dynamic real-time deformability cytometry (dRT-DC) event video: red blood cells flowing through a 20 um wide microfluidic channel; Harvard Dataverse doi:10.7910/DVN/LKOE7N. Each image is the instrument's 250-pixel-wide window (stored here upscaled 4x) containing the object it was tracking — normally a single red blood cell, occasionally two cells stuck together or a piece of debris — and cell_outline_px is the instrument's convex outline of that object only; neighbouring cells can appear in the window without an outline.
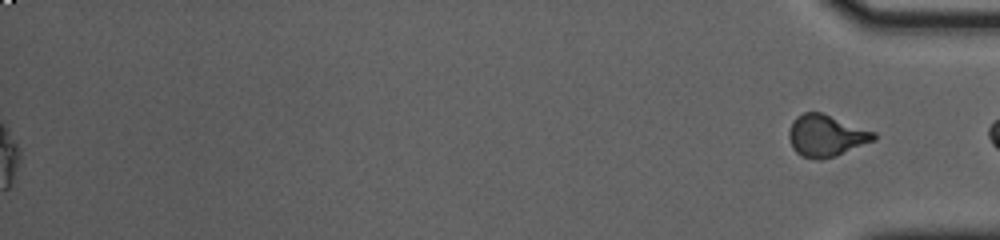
{"species": "common noctule bat (a hibernating species)", "species_latin": "Nyctalus noctula", "temperature_condition": "cold", "stored_images_in_passage": 42, "segment_of_instrument_passage": [2, 2], "camera_frame_rate_fps": 3000, "um_per_image_px": 0.085, "animal": {"sex": "female", "body_mass_g": 23.0, "forearm_length_mm": 53.4}, "frame": {"image": 1, "passage_image": 42, "time_ms": 13.667, "image_size_px": [1000, 240], "cell_outline_px": [[876, 140], [836, 156], [824, 160], [820, 160], [800, 156], [792, 148], [788, 136], [788, 132], [796, 116], [804, 112], [820, 112], [876, 132]], "centroid_in_image_um": [70.22, 11.55], "position_along_channel_um": 365.0, "area_um2": 20.75}}